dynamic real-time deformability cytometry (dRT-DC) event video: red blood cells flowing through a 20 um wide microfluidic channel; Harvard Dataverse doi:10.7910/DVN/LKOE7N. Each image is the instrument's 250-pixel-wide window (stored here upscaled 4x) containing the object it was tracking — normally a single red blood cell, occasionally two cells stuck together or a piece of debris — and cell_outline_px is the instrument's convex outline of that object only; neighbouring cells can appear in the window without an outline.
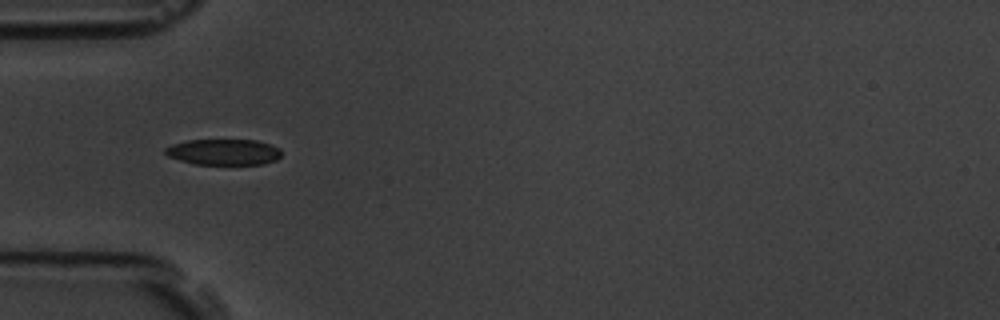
{"species": "common noctule bat (a hibernating species)", "species_latin": "Nyctalus noctula", "temperature_condition": "room temperature", "stored_images_in_passage": 8, "camera_frame_rate_fps": 3000, "um_per_image_px": 0.085, "animal": {"sex": "male", "body_mass_g": 19.5, "forearm_length_mm": 54.6}, "frame": {"image": 1, "passage_image": 6, "time_ms": 6.667, "image_size_px": [1000, 320], "cell_outline_px": [[280, 156], [276, 160], [264, 164], [196, 164], [180, 160], [168, 156], [164, 152], [164, 148], [172, 144], [188, 140], [256, 140], [272, 144], [280, 148]], "centroid_in_image_um": [19.02, 12.91], "position_along_channel_um": 66.0, "area_um2": 17.57}}
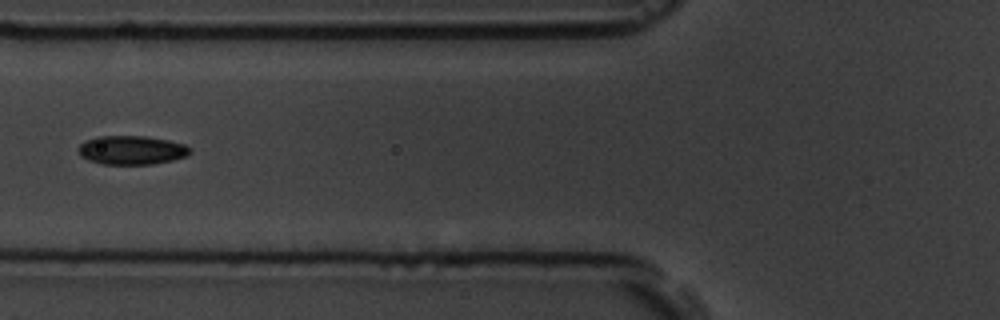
{"frame": {"image": 2, "passage_image": 7, "time_ms": 8.0, "image_size_px": [1000, 320], "cell_outline_px": [[192, 152], [188, 156], [172, 160], [152, 164], [104, 164], [88, 160], [80, 156], [76, 148], [84, 140], [96, 136], [144, 136], [168, 140], [184, 144], [192, 148]], "centroid_in_image_um": [11.17, 12.75], "position_along_channel_um": 114.6, "area_um2": 19.02}}
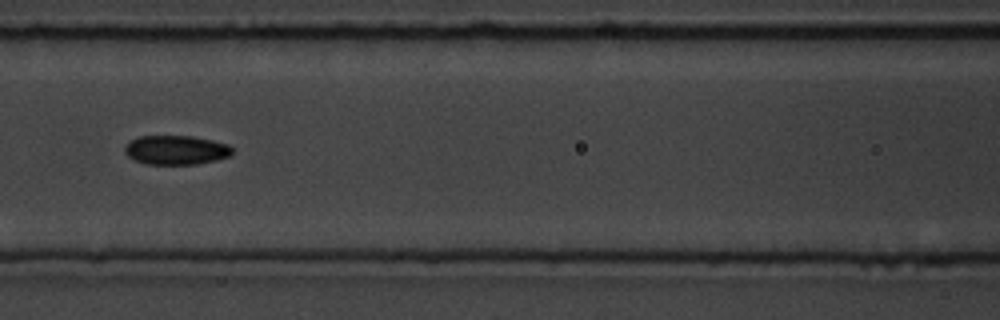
{"frame": {"image": 3, "passage_image": 8, "time_ms": 9.0, "image_size_px": [1000, 320], "cell_outline_px": [[232, 152], [228, 156], [216, 160], [196, 164], [148, 164], [136, 160], [128, 156], [124, 152], [124, 148], [132, 140], [140, 136], [192, 136], [212, 140], [228, 144], [232, 148]], "centroid_in_image_um": [14.97, 12.75], "position_along_channel_um": 151.6, "area_um2": 18.09}}